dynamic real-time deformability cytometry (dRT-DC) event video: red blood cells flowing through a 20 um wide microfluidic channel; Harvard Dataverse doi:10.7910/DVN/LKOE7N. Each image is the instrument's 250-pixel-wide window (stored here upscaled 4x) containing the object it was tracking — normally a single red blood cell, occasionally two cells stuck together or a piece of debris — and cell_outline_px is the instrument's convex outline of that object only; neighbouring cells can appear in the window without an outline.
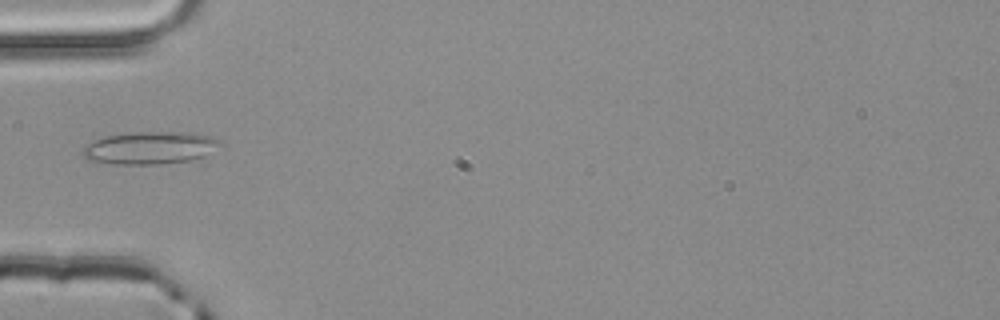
{"species": "common noctule bat (a hibernating species)", "species_latin": "Nyctalus noctula", "temperature_condition": "room temperature", "stored_images_in_passage": 2, "camera_frame_rate_fps": 3000, "um_per_image_px": 0.085, "animal": {"sex": "male", "body_mass_g": 20.4}, "frame": {"image": 1, "passage_image": 2, "time_ms": 0.333, "image_size_px": [1000, 320], "cell_outline_px": [[220, 140], [204, 156], [192, 160], [160, 164], [116, 164], [88, 160], [84, 156], [84, 148], [88, 144], [96, 140], [108, 136], [132, 132], [192, 132], [212, 136]], "centroid_in_image_um": [12.74, 12.56], "position_along_channel_um": 72.3, "area_um2": 25.55}}